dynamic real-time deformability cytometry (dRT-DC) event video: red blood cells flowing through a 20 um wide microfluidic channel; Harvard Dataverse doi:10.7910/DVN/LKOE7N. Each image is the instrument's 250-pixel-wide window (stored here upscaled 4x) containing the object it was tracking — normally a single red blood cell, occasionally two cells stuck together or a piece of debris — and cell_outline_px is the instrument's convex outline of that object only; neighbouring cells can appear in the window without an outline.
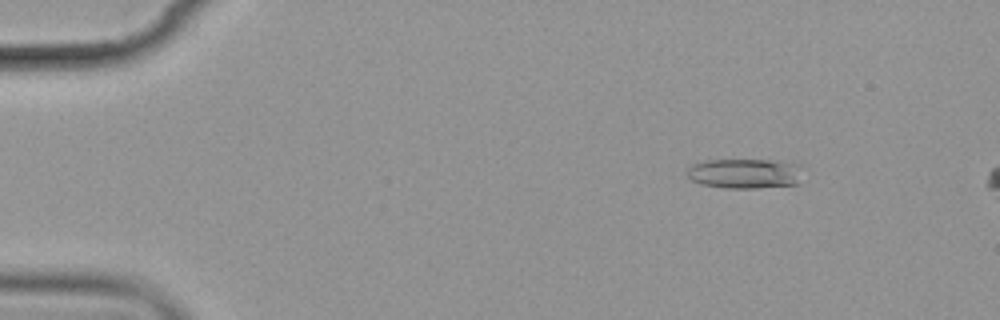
{"species": "common noctule bat (a hibernating species)", "species_latin": "Nyctalus noctula", "temperature_condition": "cold", "stored_images_in_passage": 4, "camera_frame_rate_fps": 3000, "um_per_image_px": 0.085, "animal": {"sex": "female", "body_mass_g": 19.9}, "frame": {"image": 1, "passage_image": 3, "time_ms": 2.333, "image_size_px": [1000, 320], "cell_outline_px": [[800, 184], [756, 188], [724, 188], [700, 184], [692, 180], [688, 176], [688, 168], [692, 164], [708, 160], [768, 160], [800, 164]], "centroid_in_image_um": [63.32, 14.76], "position_along_channel_um": 21.7, "area_um2": 20.17}}